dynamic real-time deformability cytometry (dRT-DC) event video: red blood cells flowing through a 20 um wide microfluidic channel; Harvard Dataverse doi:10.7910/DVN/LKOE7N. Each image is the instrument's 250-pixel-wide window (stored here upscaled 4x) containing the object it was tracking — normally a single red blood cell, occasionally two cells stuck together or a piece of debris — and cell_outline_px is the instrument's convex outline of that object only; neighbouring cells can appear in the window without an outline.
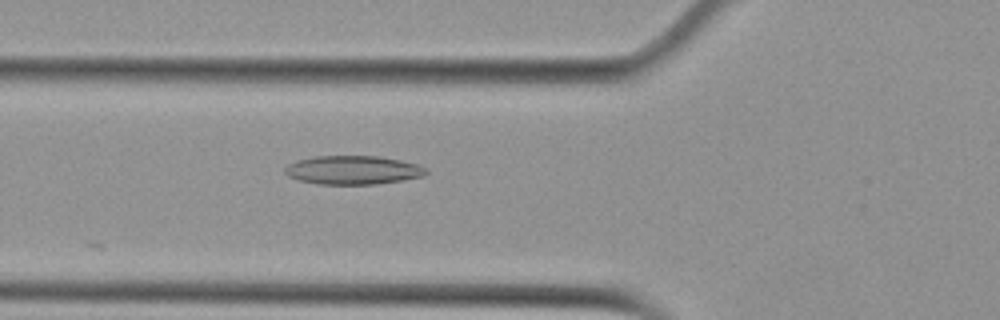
{"species": "Egyptian fruit bat (a non-hibernating species)", "species_latin": "Rousettus aegyptiacus", "temperature_condition": "cold", "stored_images_in_passage": 53, "camera_frame_rate_fps": 3000, "um_per_image_px": 0.085, "animal": {"sex": "female"}, "frame": {"image": 1, "passage_image": 20, "time_ms": 6.333, "image_size_px": [1000, 320], "cell_outline_px": [[428, 172], [424, 176], [404, 180], [376, 184], [320, 184], [296, 180], [288, 176], [284, 172], [284, 168], [288, 164], [296, 160], [312, 156], [376, 156], [400, 160], [416, 164], [428, 168]], "centroid_in_image_um": [29.98, 14.45], "position_along_channel_um": 95.8, "area_um2": 23.81}}
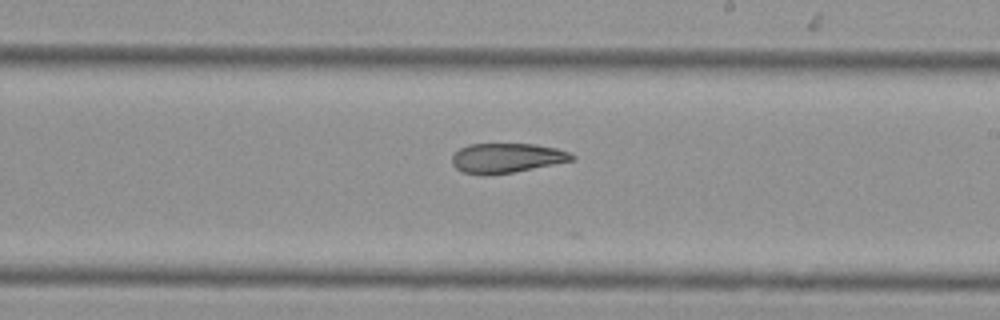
{"frame": {"image": 2, "passage_image": 32, "time_ms": 10.333, "image_size_px": [1000, 320], "cell_outline_px": [[576, 160], [512, 172], [460, 172], [452, 164], [452, 156], [460, 148], [468, 144], [536, 144], [556, 148], [568, 152], [576, 156]], "centroid_in_image_um": [43.12, 13.39], "position_along_channel_um": 245.9, "area_um2": 20.11}}
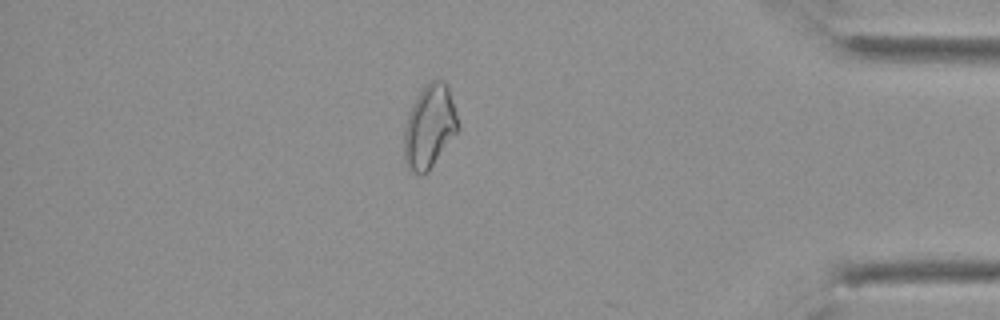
{"frame": {"image": 3, "passage_image": 47, "time_ms": 15.333, "image_size_px": [1000, 320], "cell_outline_px": [[460, 128], [428, 172], [424, 176], [420, 176], [412, 172], [408, 168], [404, 160], [404, 132], [408, 112], [416, 96], [424, 84], [428, 80], [444, 80], [448, 84]], "centroid_in_image_um": [36.5, 10.76], "position_along_channel_um": 398.7, "area_um2": 26.59}}